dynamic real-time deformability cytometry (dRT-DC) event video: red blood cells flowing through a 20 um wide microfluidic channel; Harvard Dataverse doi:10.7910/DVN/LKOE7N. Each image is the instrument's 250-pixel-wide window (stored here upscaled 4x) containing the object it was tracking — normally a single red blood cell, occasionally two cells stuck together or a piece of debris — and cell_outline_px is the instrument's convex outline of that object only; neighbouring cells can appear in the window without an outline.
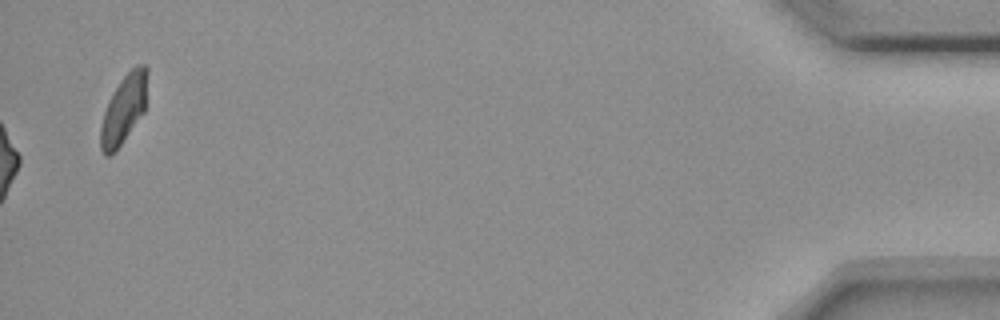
{"species": "common noctule bat (a hibernating species)", "species_latin": "Nyctalus noctula", "temperature_condition": "room temperature", "stored_images_in_passage": 41, "camera_frame_rate_fps": 3000, "um_per_image_px": 0.085, "animal": {"sex": "female", "body_mass_g": 18.4}, "frame": {"image": 1, "passage_image": 41, "time_ms": 13.333, "image_size_px": [1000, 320], "cell_outline_px": [[148, 72], [144, 112], [120, 144], [108, 156], [104, 156], [100, 148], [100, 128], [104, 112], [108, 100], [120, 80], [136, 64], [144, 64], [148, 68]], "centroid_in_image_um": [10.52, 9.23], "position_along_channel_um": 424.7, "area_um2": 18.5}}